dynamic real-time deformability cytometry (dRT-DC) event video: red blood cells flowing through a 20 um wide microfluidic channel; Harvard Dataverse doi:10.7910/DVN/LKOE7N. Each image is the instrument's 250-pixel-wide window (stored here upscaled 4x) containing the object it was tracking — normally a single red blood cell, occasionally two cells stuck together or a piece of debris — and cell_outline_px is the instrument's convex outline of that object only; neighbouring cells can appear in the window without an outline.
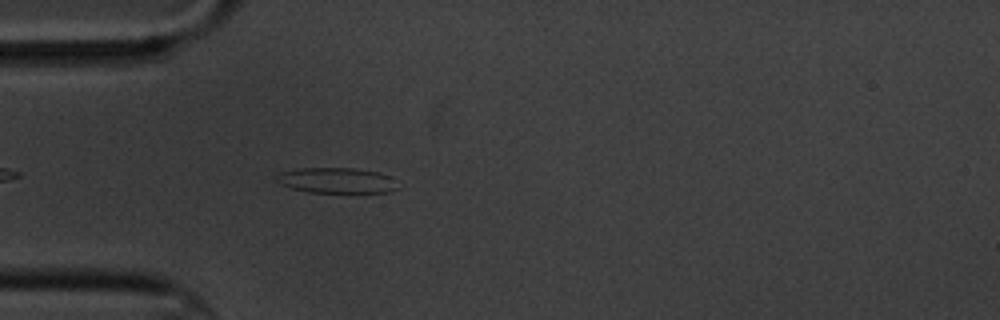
{"species": "common noctule bat (a hibernating species)", "species_latin": "Nyctalus noctula", "temperature_condition": "cold", "stored_images_in_passage": 4, "camera_frame_rate_fps": 3000, "um_per_image_px": 0.085, "animal": {"sex": "male", "body_mass_g": 20.1, "forearm_length_mm": 53.5}, "frame": {"image": 1, "passage_image": 4, "time_ms": 4.333, "image_size_px": [1000, 320], "cell_outline_px": [[396, 188], [388, 192], [308, 192], [292, 188], [280, 184], [276, 180], [276, 176], [280, 172], [296, 168], [352, 168], [380, 172], [388, 176]], "centroid_in_image_um": [28.52, 15.32], "position_along_channel_um": 56.5, "area_um2": 17.69}}